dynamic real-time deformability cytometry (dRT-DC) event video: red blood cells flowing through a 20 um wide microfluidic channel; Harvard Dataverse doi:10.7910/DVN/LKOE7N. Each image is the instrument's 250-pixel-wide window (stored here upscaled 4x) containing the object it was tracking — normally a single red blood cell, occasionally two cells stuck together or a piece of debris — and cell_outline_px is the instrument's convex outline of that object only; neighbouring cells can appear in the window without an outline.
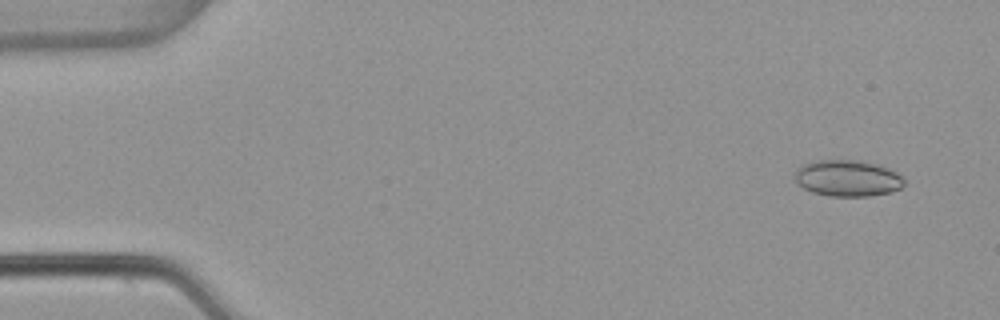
{"species": "common noctule bat (a hibernating species)", "species_latin": "Nyctalus noctula", "temperature_condition": "warm", "stored_images_in_passage": 4, "camera_frame_rate_fps": 3000, "um_per_image_px": 0.085, "animal": {"sex": "female", "body_mass_g": 22.7, "forearm_length_mm": 54.2}, "frame": {"image": 1, "passage_image": 1, "time_ms": 0.0, "image_size_px": [1000, 320], "cell_outline_px": [[904, 184], [900, 188], [892, 192], [868, 196], [828, 196], [812, 192], [804, 188], [796, 180], [792, 172], [800, 164], [820, 160], [860, 160], [876, 164], [888, 168], [896, 172], [904, 180]], "centroid_in_image_um": [72.01, 15.14], "position_along_channel_um": 13.0, "area_um2": 23.29}}
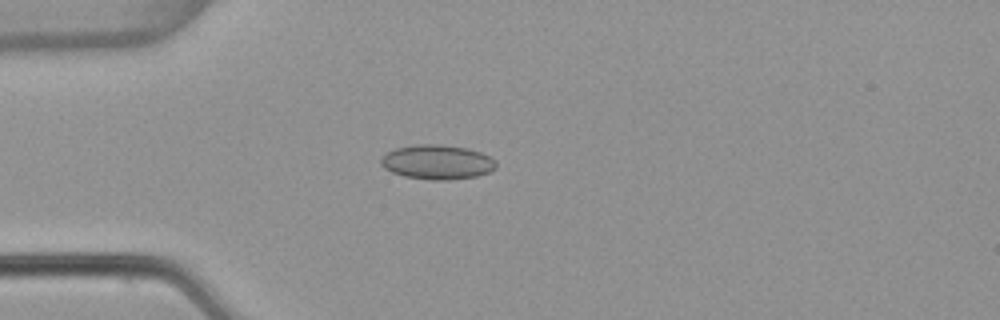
{"frame": {"image": 2, "passage_image": 4, "time_ms": 1.0, "image_size_px": [1000, 320], "cell_outline_px": [[496, 168], [488, 172], [476, 176], [448, 180], [432, 180], [404, 176], [392, 172], [384, 168], [380, 164], [380, 156], [396, 148], [416, 144], [440, 144], [468, 148], [480, 152], [488, 156], [496, 164]], "centroid_in_image_um": [37.12, 13.77], "position_along_channel_um": 47.9, "area_um2": 23.12}}